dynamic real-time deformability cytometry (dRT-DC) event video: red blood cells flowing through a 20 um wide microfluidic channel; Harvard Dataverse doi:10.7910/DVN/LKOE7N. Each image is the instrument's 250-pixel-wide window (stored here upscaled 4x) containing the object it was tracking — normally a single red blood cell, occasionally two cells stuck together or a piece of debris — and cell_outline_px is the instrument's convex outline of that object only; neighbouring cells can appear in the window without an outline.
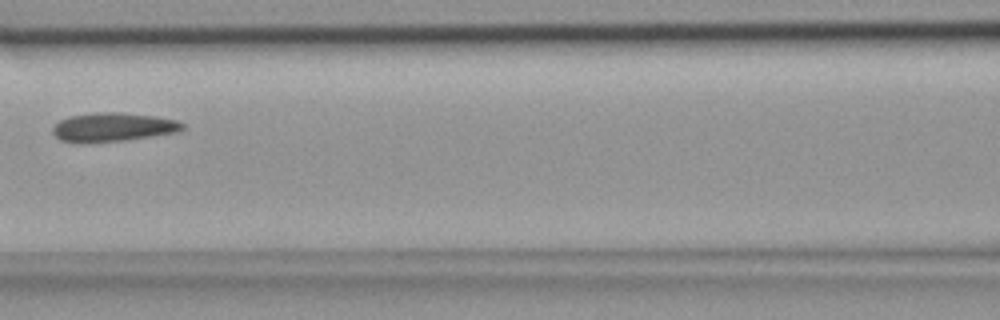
{"species": "common noctule bat (a hibernating species)", "species_latin": "Nyctalus noctula", "temperature_condition": "room temperature", "stored_images_in_passage": 3, "camera_frame_rate_fps": 3000, "um_per_image_px": 0.085, "animal": {"sex": "female", "body_mass_g": 18.4}, "frame": {"image": 1, "passage_image": 3, "time_ms": 0.667, "image_size_px": [1000, 320], "cell_outline_px": [[184, 128], [176, 132], [124, 140], [60, 140], [52, 132], [52, 128], [60, 120], [68, 116], [96, 112], [124, 112], [156, 116], [176, 120], [184, 124]], "centroid_in_image_um": [9.65, 10.75], "position_along_channel_um": 157.0, "area_um2": 21.04}}